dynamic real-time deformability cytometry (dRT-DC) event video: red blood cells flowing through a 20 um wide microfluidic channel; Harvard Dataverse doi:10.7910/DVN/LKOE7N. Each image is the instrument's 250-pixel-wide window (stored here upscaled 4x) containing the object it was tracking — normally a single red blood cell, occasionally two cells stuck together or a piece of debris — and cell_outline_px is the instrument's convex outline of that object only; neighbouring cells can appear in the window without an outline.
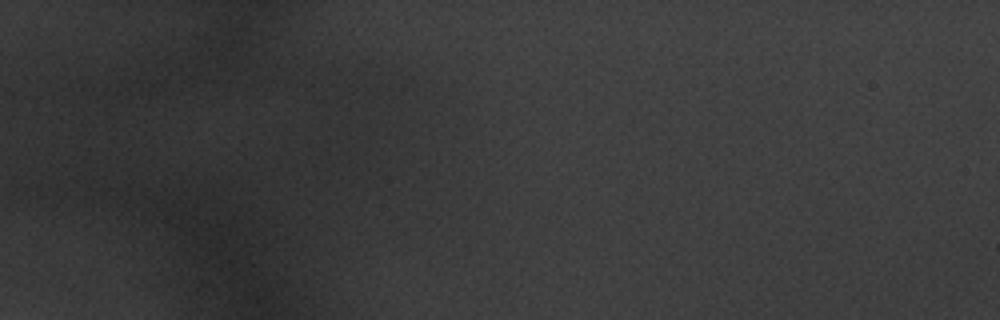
{"species": "common noctule bat (a hibernating species)", "species_latin": "Nyctalus noctula", "temperature_condition": "warm", "stored_images_in_passage": 27, "camera_frame_rate_fps": 3000, "um_per_image_px": 0.085, "animal": {"sex": "male", "body_mass_g": 20.1, "forearm_length_mm": 53.5}, "frame": {"image": 1, "passage_image": 1, "time_ms": 0.0, "image_size_px": [1000, 320], "cell_outline_px": [[272, 216], [268, 232], [244, 232], [228, 228], [200, 208], [204, 172], [252, 160], [264, 168]], "centroid_in_image_um": [20.23, 16.75], "position_along_channel_um": 64.8, "area_um2": 29.02}}